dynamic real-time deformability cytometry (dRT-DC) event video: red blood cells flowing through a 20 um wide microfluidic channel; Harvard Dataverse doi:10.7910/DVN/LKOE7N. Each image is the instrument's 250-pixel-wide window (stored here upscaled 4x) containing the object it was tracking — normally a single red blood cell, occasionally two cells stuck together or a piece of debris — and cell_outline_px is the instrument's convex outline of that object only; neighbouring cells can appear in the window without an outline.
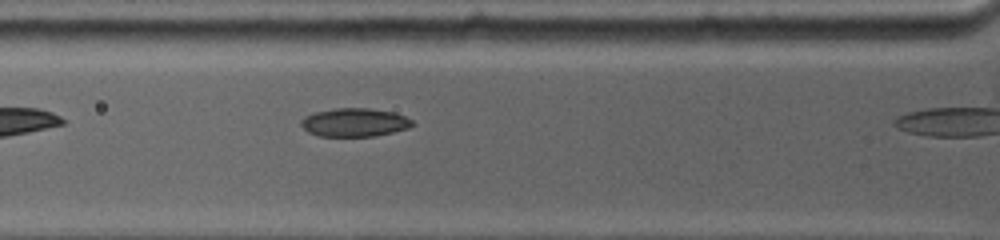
{"species": "common noctule bat (a hibernating species)", "species_latin": "Nyctalus noctula", "temperature_condition": "warm", "stored_images_in_passage": 4, "camera_frame_rate_fps": 4500, "um_per_image_px": 0.085, "animal": {"sex": "female", "body_mass_g": 19.0, "forearm_length_mm": 53.3}, "frame": {"image": 1, "passage_image": 3, "time_ms": 0.889, "image_size_px": [1000, 240], "cell_outline_px": [[416, 124], [408, 128], [376, 136], [320, 136], [308, 132], [300, 124], [300, 120], [304, 116], [316, 112], [336, 108], [368, 108], [392, 112], [404, 116], [412, 120]], "centroid_in_image_um": [30.13, 10.41], "position_along_channel_um": 95.7, "area_um2": 18.38}}